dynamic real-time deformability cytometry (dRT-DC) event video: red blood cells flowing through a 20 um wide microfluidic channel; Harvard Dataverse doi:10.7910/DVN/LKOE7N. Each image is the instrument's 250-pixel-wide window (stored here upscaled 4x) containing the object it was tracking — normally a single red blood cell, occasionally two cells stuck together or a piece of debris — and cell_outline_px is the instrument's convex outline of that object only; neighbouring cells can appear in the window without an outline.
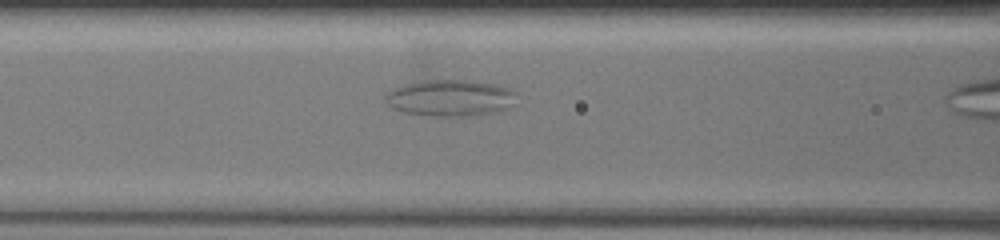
{"species": "common noctule bat (a hibernating species)", "species_latin": "Nyctalus noctula", "temperature_condition": "warm", "stored_images_in_passage": 18, "camera_frame_rate_fps": 3000, "um_per_image_px": 0.085, "animal": {"sex": "female", "body_mass_g": 19.5, "forearm_length_mm": 54.1}, "frame": {"image": 1, "passage_image": 11, "time_ms": 2.0, "image_size_px": [1000, 240], "cell_outline_px": [[512, 92], [504, 108], [484, 112], [448, 116], [436, 116], [408, 112], [396, 108], [384, 96], [388, 92], [396, 88], [408, 84], [428, 80], [464, 80], [492, 84], [508, 88]], "centroid_in_image_um": [38.15, 8.29], "position_along_channel_um": 128.4, "area_um2": 25.66}}
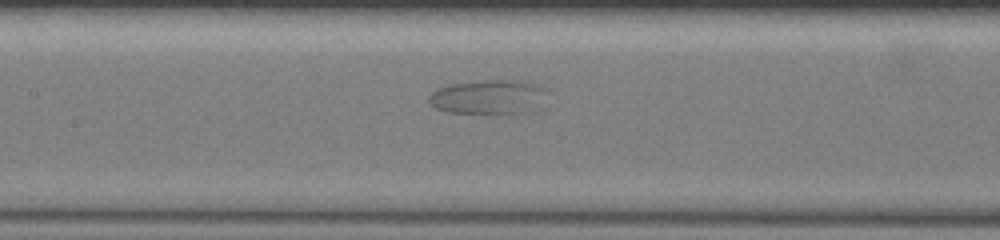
{"frame": {"image": 2, "passage_image": 16, "time_ms": 3.0, "image_size_px": [1000, 240], "cell_outline_px": [[540, 88], [512, 112], [452, 112], [436, 108], [428, 100], [428, 96], [432, 92], [440, 88], [452, 84], [480, 80], [516, 80], [532, 84]], "centroid_in_image_um": [41.02, 8.17], "position_along_channel_um": 166.4, "area_um2": 20.29}}